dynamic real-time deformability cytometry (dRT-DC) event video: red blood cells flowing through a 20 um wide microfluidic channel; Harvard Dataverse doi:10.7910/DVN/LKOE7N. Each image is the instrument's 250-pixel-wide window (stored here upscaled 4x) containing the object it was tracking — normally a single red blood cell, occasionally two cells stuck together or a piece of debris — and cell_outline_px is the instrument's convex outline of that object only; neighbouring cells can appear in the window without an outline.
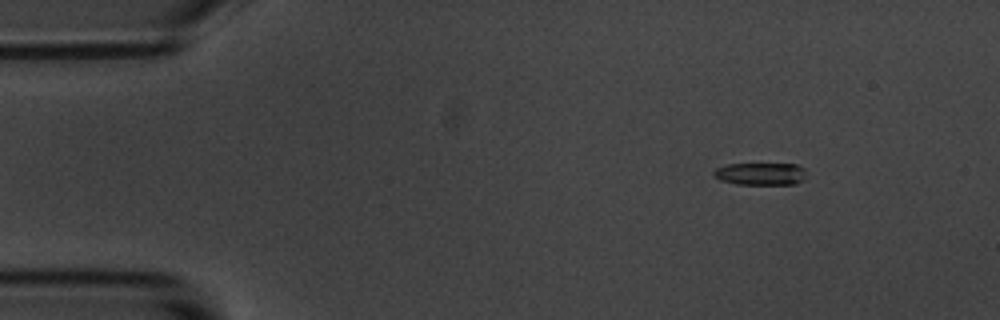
{"species": "common noctule bat (a hibernating species)", "species_latin": "Nyctalus noctula", "temperature_condition": "room temperature", "stored_images_in_passage": 9, "camera_frame_rate_fps": 3000, "um_per_image_px": 0.085, "animal": {"sex": "male", "body_mass_g": 20.1, "forearm_length_mm": 53.5}, "frame": {"image": 1, "passage_image": 3, "time_ms": 2.333, "image_size_px": [1000, 320], "cell_outline_px": [[804, 180], [796, 184], [736, 184], [720, 180], [712, 172], [716, 168], [728, 164], [796, 164], [804, 168]], "centroid_in_image_um": [64.65, 14.78], "position_along_channel_um": 20.3, "area_um2": 12.02}}
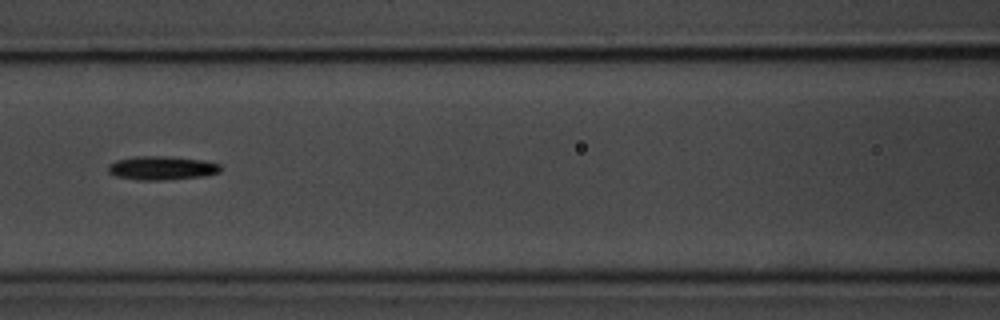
{"frame": {"image": 2, "passage_image": 8, "time_ms": 8.333, "image_size_px": [1000, 320], "cell_outline_px": [[220, 172], [204, 176], [168, 180], [136, 180], [116, 176], [108, 172], [108, 164], [116, 160], [136, 156], [164, 156], [204, 160], [220, 164]], "centroid_in_image_um": [13.74, 14.28], "position_along_channel_um": 152.9, "area_um2": 15.66}}
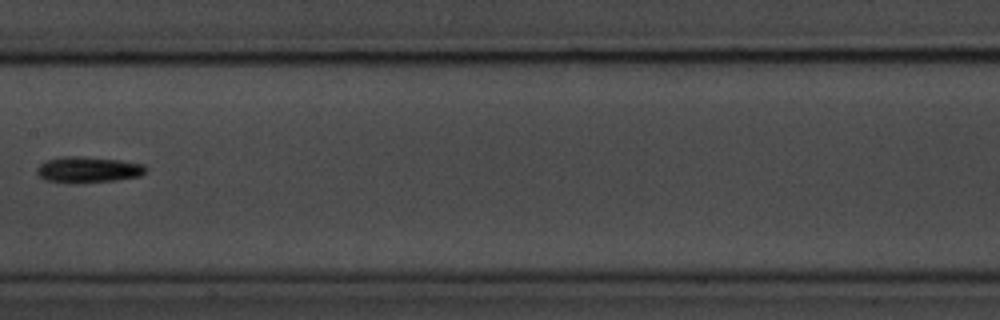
{"frame": {"image": 3, "passage_image": 9, "time_ms": 9.667, "image_size_px": [1000, 320], "cell_outline_px": [[148, 168], [140, 176], [116, 180], [76, 184], [72, 184], [44, 180], [36, 172], [36, 168], [40, 164], [48, 160], [64, 156], [80, 156], [120, 160], [144, 164]], "centroid_in_image_um": [7.48, 14.43], "position_along_channel_um": 199.9, "area_um2": 16.7}}